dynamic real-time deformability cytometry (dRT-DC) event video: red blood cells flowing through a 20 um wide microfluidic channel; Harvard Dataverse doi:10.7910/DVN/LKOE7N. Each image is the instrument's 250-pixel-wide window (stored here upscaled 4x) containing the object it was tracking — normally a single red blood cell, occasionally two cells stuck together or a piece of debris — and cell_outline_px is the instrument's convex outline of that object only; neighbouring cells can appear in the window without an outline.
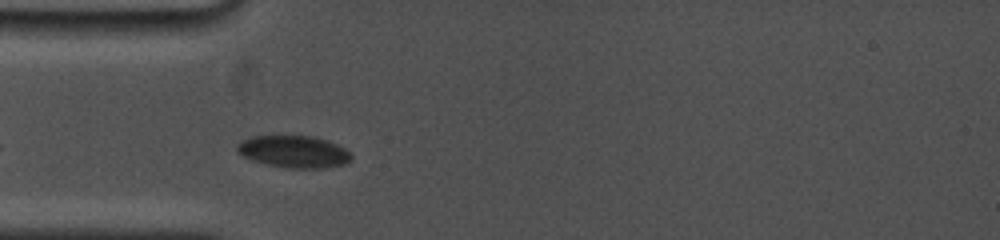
{"species": "common noctule bat (a hibernating species)", "species_latin": "Nyctalus noctula", "temperature_condition": "cold", "stored_images_in_passage": 19, "camera_frame_rate_fps": 5000, "um_per_image_px": 0.085, "animal": {"sex": "female", "body_mass_g": 19.0, "forearm_length_mm": 53.3}, "frame": {"image": 1, "passage_image": 11, "time_ms": 1.4, "image_size_px": [1000, 240], "cell_outline_px": [[352, 160], [348, 164], [324, 168], [288, 168], [268, 164], [244, 156], [236, 148], [236, 144], [252, 136], [312, 136], [328, 140], [344, 148], [352, 156]], "centroid_in_image_um": [25.04, 12.89], "position_along_channel_um": 60.0, "area_um2": 21.15}}
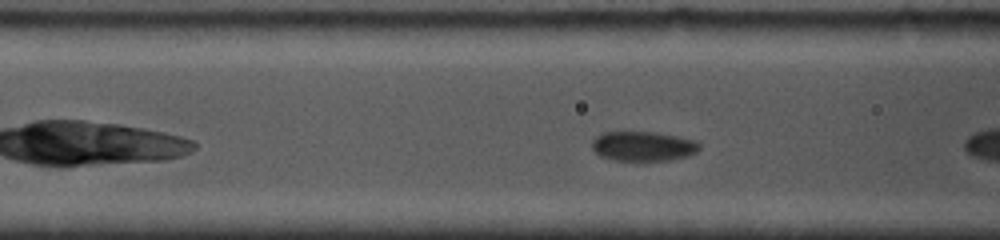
{"frame": {"image": 2, "passage_image": 16, "time_ms": 2.0, "image_size_px": [1000, 240], "cell_outline_px": [[700, 148], [696, 152], [688, 156], [672, 160], [612, 160], [600, 156], [592, 148], [592, 140], [596, 136], [604, 132], [652, 132], [676, 136], [696, 140], [700, 144]], "centroid_in_image_um": [54.67, 12.43], "position_along_channel_um": 111.9, "area_um2": 18.55}}